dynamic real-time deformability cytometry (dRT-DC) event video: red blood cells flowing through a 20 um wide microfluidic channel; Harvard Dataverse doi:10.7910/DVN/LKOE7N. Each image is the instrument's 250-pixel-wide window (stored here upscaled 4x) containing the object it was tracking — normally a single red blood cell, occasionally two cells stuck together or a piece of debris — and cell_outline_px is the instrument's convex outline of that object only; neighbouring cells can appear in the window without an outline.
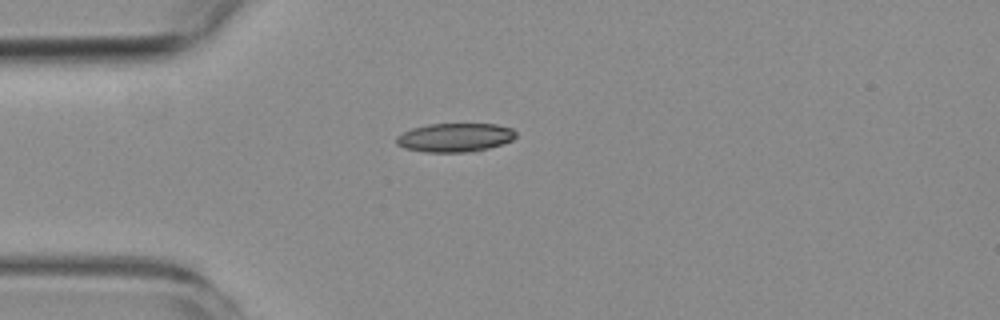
{"species": "common noctule bat (a hibernating species)", "species_latin": "Nyctalus noctula", "temperature_condition": "room temperature", "stored_images_in_passage": 1, "camera_frame_rate_fps": 3000, "um_per_image_px": 0.085, "animal": {"sex": "female", "body_mass_g": 19.3, "forearm_length_mm": 54.1}, "frame": {"image": 1, "passage_image": 1, "time_ms": 0.0, "image_size_px": [1000, 320], "cell_outline_px": [[516, 136], [512, 140], [476, 152], [424, 152], [404, 148], [396, 144], [396, 136], [412, 128], [428, 124], [496, 124], [512, 128], [516, 132]], "centroid_in_image_um": [38.66, 11.69], "position_along_channel_um": 46.3, "area_um2": 20.11}}